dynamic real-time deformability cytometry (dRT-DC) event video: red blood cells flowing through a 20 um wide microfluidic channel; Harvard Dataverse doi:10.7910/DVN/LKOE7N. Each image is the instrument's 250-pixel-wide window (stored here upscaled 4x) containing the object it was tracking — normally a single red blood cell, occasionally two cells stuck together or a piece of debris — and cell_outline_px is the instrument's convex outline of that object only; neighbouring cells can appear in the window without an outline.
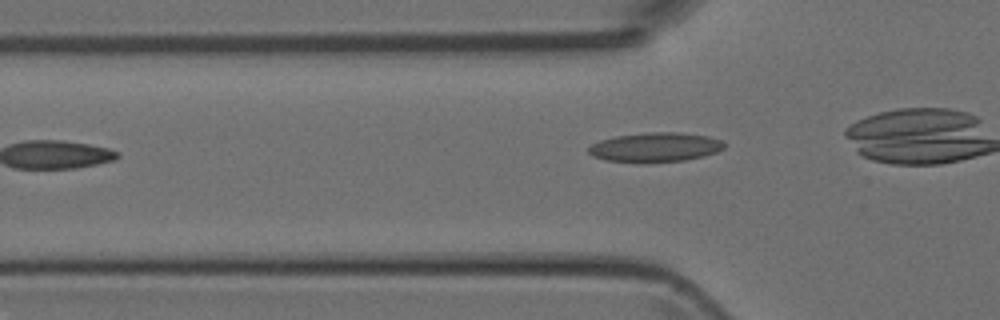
{"species": "Egyptian fruit bat (a non-hibernating species)", "species_latin": "Rousettus aegyptiacus", "temperature_condition": "room temperature", "stored_images_in_passage": 6, "camera_frame_rate_fps": 3000, "um_per_image_px": 0.085, "animal": {"sex": "female"}, "frame": {"image": 1, "passage_image": 3, "time_ms": 2.333, "image_size_px": [1000, 320], "cell_outline_px": [[724, 148], [716, 152], [704, 156], [684, 160], [644, 164], [640, 164], [604, 160], [592, 156], [588, 152], [588, 148], [592, 144], [600, 140], [616, 136], [648, 132], [680, 132], [708, 136], [724, 140]], "centroid_in_image_um": [55.68, 12.53], "position_along_channel_um": 70.1, "area_um2": 23.76}}